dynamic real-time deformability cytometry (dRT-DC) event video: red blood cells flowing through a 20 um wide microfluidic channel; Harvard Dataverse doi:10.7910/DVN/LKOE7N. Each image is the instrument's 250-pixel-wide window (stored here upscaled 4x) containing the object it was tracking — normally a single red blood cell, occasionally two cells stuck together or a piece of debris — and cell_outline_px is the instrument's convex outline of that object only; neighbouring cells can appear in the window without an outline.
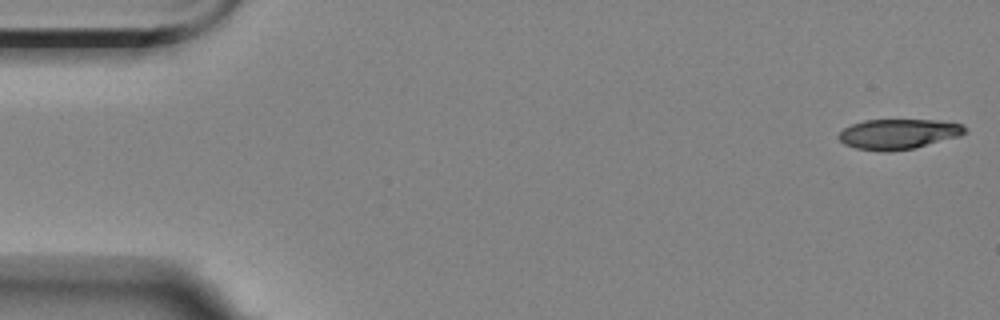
{"species": "Egyptian fruit bat (a non-hibernating species)", "species_latin": "Rousettus aegyptiacus", "temperature_condition": "room temperature", "stored_images_in_passage": 4, "camera_frame_rate_fps": 3000, "um_per_image_px": 0.085, "animal": {"sex": "female"}, "frame": {"image": 1, "passage_image": 1, "time_ms": 0.0, "image_size_px": [1000, 320], "cell_outline_px": [[968, 132], [960, 136], [916, 148], [888, 152], [884, 152], [856, 148], [844, 144], [836, 136], [844, 128], [852, 124], [864, 120], [940, 120], [964, 124], [968, 128]], "centroid_in_image_um": [76.41, 11.39], "position_along_channel_um": 8.6, "area_um2": 22.54}}
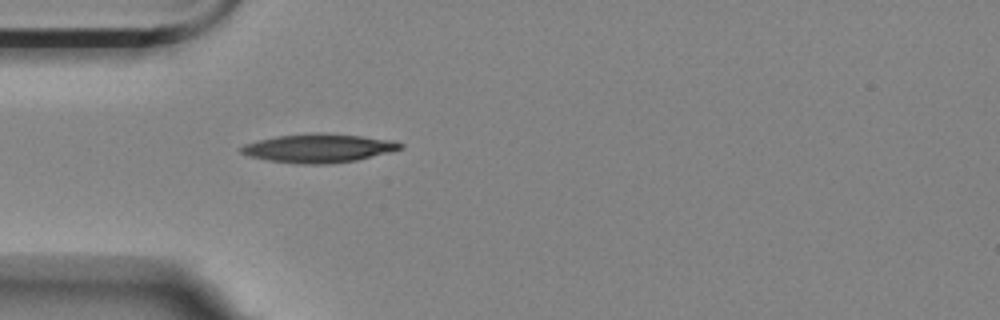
{"frame": {"image": 2, "passage_image": 4, "time_ms": 5.0, "image_size_px": [1000, 320], "cell_outline_px": [[404, 148], [356, 160], [328, 164], [300, 164], [268, 160], [248, 156], [240, 152], [240, 148], [244, 144], [276, 136], [316, 132], [320, 132], [360, 136], [392, 140], [404, 144]], "centroid_in_image_um": [27.07, 12.59], "position_along_channel_um": 57.9, "area_um2": 26.47}}